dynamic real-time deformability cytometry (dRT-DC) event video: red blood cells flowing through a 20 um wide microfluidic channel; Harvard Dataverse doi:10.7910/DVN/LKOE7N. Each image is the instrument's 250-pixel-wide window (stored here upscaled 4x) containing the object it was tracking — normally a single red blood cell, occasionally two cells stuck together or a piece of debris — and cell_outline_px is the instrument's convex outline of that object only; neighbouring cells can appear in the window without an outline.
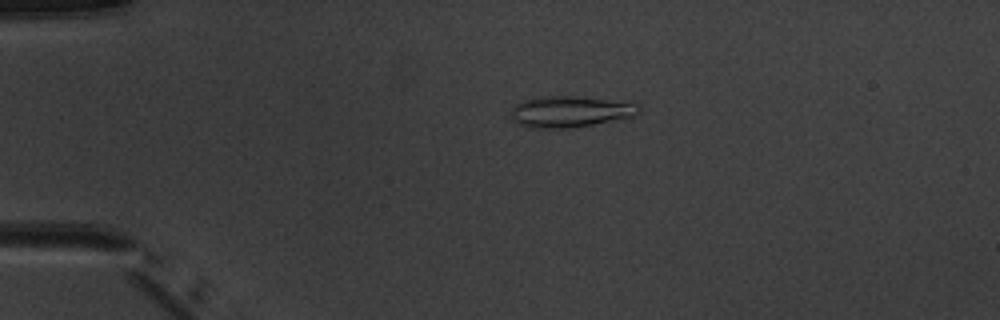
{"species": "common noctule bat (a hibernating species)", "species_latin": "Nyctalus noctula", "temperature_condition": "warm", "stored_images_in_passage": 4, "camera_frame_rate_fps": 3000, "um_per_image_px": 0.085, "animal": {"sex": "male", "body_mass_g": 20.1, "forearm_length_mm": 53.5}, "frame": {"image": 1, "passage_image": 3, "time_ms": 3.0, "image_size_px": [1000, 320], "cell_outline_px": [[640, 108], [632, 116], [572, 128], [528, 128], [516, 124], [512, 120], [512, 108], [516, 104], [524, 100], [544, 96], [576, 96], [636, 104]], "centroid_in_image_um": [48.34, 9.5], "position_along_channel_um": 36.7, "area_um2": 22.77}}